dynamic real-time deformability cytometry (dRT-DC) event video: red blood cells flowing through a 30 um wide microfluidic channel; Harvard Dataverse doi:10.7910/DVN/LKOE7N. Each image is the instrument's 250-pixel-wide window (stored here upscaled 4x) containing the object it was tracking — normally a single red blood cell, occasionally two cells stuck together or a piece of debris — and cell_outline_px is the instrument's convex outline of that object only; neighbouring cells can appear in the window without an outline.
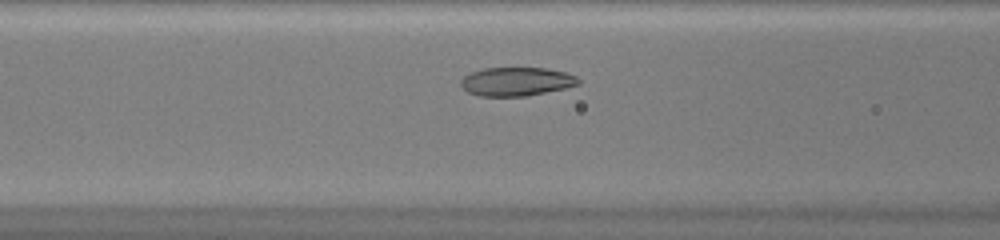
{"species": "common noctule bat (a hibernating species)", "species_latin": "Nyctalus noctula", "temperature_condition": "warm", "stored_images_in_passage": 31, "camera_frame_rate_fps": 3000, "um_per_image_px": 0.085, "animal": {"sex": "female", "body_mass_g": 20.0, "forearm_length_mm": 54.0}, "frame": {"image": 1, "passage_image": 9, "time_ms": 2.667, "image_size_px": [1000, 240], "cell_outline_px": [[580, 84], [564, 88], [524, 96], [480, 96], [468, 92], [460, 84], [460, 80], [464, 76], [472, 72], [484, 68], [548, 68], [564, 72], [576, 76], [580, 80]], "centroid_in_image_um": [43.89, 6.92], "position_along_channel_um": 122.7, "area_um2": 19.48}}
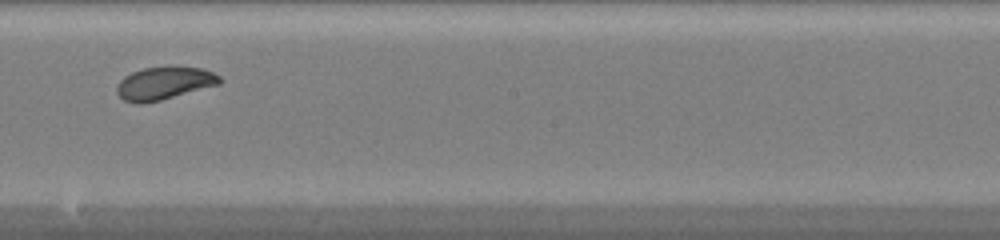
{"frame": {"image": 2, "passage_image": 17, "time_ms": 5.333, "image_size_px": [1000, 240], "cell_outline_px": [[220, 84], [160, 100], [140, 104], [136, 104], [124, 100], [116, 92], [116, 88], [120, 80], [124, 76], [132, 72], [144, 68], [172, 64], [204, 68], [220, 76]], "centroid_in_image_um": [13.96, 7.03], "position_along_channel_um": 234.2, "area_um2": 20.06}}
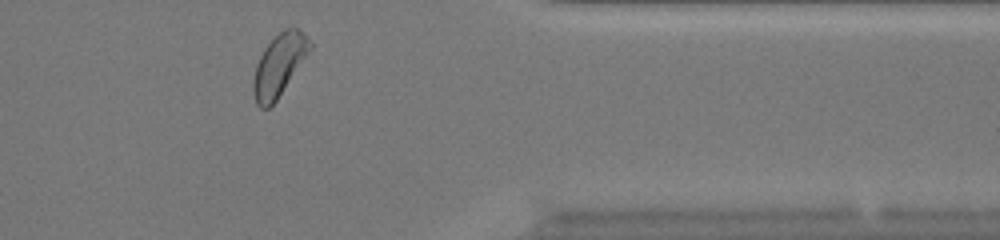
{"frame": {"image": 3, "passage_image": 29, "time_ms": 9.333, "image_size_px": [1000, 240], "cell_outline_px": [[312, 48], [276, 100], [268, 108], [260, 108], [256, 104], [252, 92], [252, 80], [256, 64], [264, 48], [284, 28], [300, 28], [312, 44]], "centroid_in_image_um": [23.7, 5.53], "position_along_channel_um": 387.7, "area_um2": 20.23}, "authors_computed_cell_mechanics": {"area_um2": 20.1722, "velocity_mm_per_s": 4.1918, "shape_relaxation_time_tau1_ms": 2.4314, "shape_relaxation_time_tau2_ms": 3.7597, "deformation_change_tau1": 0.0958, "deformation_change_tau2": 0.0618}}